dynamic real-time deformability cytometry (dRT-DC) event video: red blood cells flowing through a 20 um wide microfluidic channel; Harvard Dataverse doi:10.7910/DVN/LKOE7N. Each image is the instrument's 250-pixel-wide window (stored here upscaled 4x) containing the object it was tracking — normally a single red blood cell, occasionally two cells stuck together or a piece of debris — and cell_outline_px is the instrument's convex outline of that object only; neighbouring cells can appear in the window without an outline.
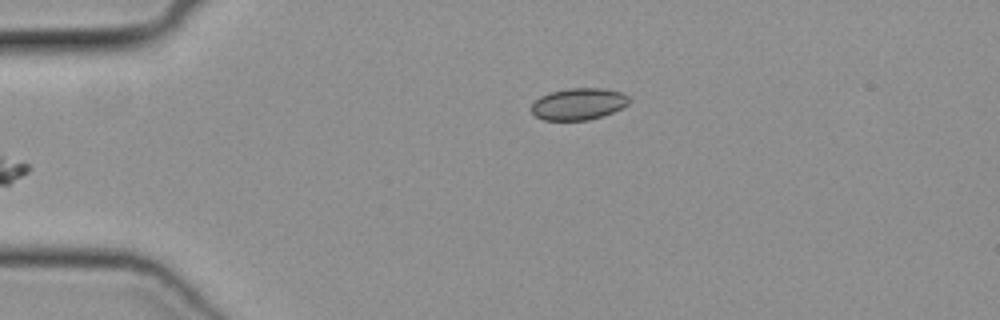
{"species": "common noctule bat (a hibernating species)", "species_latin": "Nyctalus noctula", "temperature_condition": "cold", "stored_images_in_passage": 34, "camera_frame_rate_fps": 3000, "um_per_image_px": 0.085, "animal": {"sex": "female", "body_mass_g": 19.3, "forearm_length_mm": 54.1}, "frame": {"image": 1, "passage_image": 1, "time_ms": 0.0, "image_size_px": [1000, 320], "cell_outline_px": [[628, 104], [604, 116], [588, 120], [544, 120], [536, 116], [532, 112], [532, 104], [540, 96], [552, 92], [568, 88], [600, 88], [620, 92], [628, 96]], "centroid_in_image_um": [49.16, 8.84], "position_along_channel_um": 35.8, "area_um2": 17.86}}
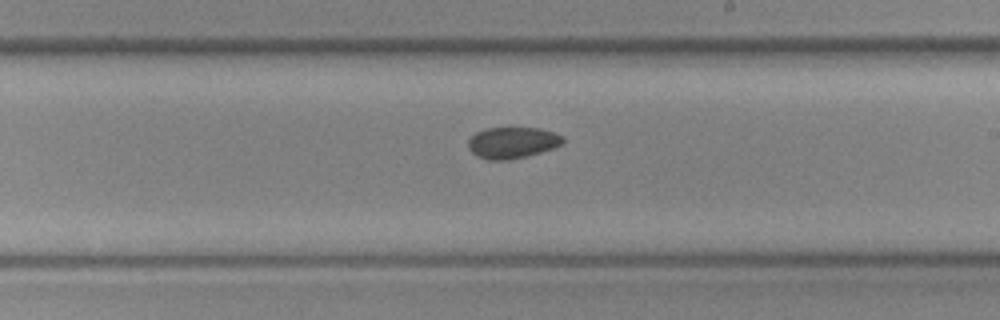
{"frame": {"image": 2, "passage_image": 19, "time_ms": 6.0, "image_size_px": [1000, 320], "cell_outline_px": [[564, 144], [540, 152], [508, 160], [488, 160], [476, 156], [468, 148], [468, 140], [476, 132], [488, 128], [540, 128], [564, 136]], "centroid_in_image_um": [43.54, 12.12], "position_along_channel_um": 245.5, "area_um2": 17.22}}
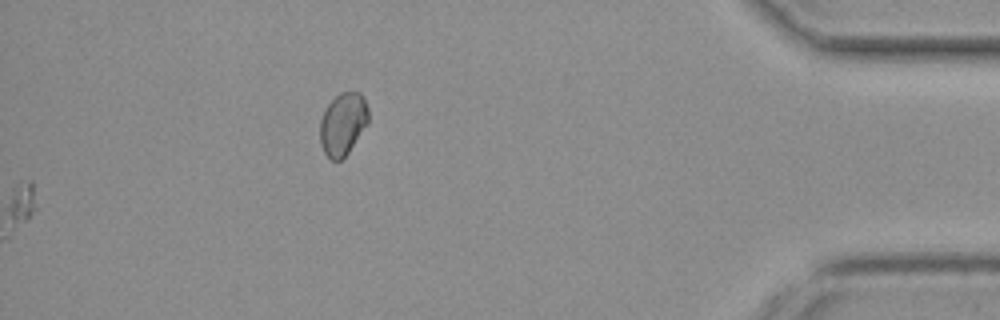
{"frame": {"image": 3, "passage_image": 34, "time_ms": 11.0, "image_size_px": [1000, 320], "cell_outline_px": [[368, 124], [348, 152], [340, 160], [332, 160], [324, 152], [320, 144], [320, 120], [328, 104], [340, 92], [360, 92], [364, 96], [368, 108]], "centroid_in_image_um": [29.16, 10.52], "position_along_channel_um": 406.0, "area_um2": 17.57}}